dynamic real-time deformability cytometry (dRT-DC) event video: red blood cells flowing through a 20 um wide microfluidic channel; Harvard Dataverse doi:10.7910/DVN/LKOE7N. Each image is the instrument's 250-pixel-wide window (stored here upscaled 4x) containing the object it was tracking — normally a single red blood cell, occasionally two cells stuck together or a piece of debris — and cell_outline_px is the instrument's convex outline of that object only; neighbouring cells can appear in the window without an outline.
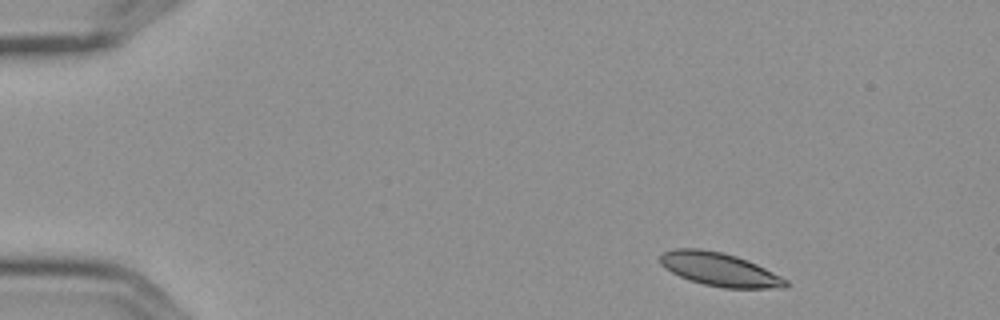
{"species": "Egyptian fruit bat (a non-hibernating species)", "species_latin": "Rousettus aegyptiacus", "temperature_condition": "cold", "stored_images_in_passage": 10, "camera_frame_rate_fps": 3000, "um_per_image_px": 0.085, "frame": {"image": 1, "passage_image": 1, "time_ms": 0.0, "image_size_px": [1000, 320], "cell_outline_px": [[788, 284], [784, 288], [724, 288], [704, 284], [688, 280], [664, 268], [660, 264], [660, 256], [664, 252], [672, 248], [700, 248], [724, 252], [748, 260], [788, 280]], "centroid_in_image_um": [61.13, 22.89], "position_along_channel_um": 23.9, "area_um2": 24.51}}
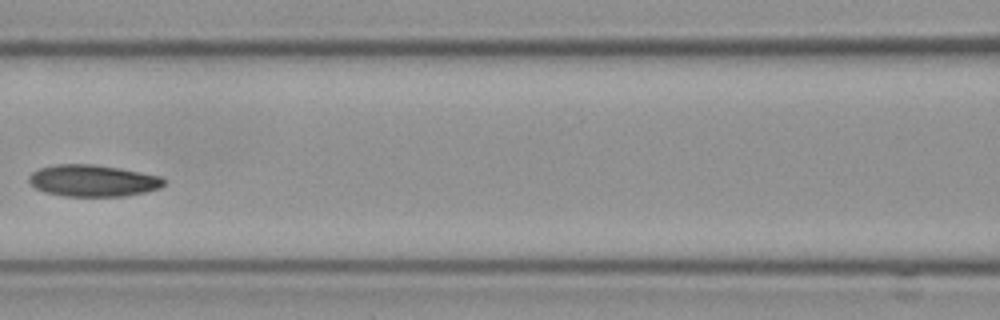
{"frame": {"image": 2, "passage_image": 6, "time_ms": 1.667, "image_size_px": [1000, 320], "cell_outline_px": [[168, 180], [160, 188], [144, 192], [124, 196], [64, 196], [44, 192], [36, 188], [28, 180], [28, 176], [32, 172], [40, 168], [56, 164], [92, 164], [120, 168], [160, 176]], "centroid_in_image_um": [7.9, 15.35], "position_along_channel_um": 158.7, "area_um2": 24.97}}
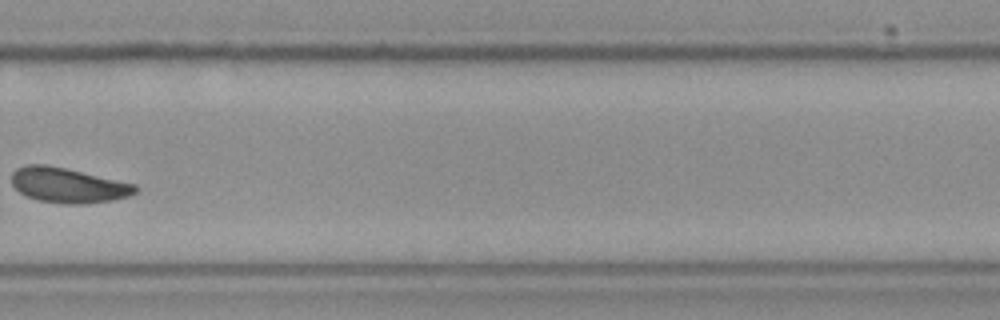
{"frame": {"image": 3, "passage_image": 10, "time_ms": 3.0, "image_size_px": [1000, 320], "cell_outline_px": [[140, 188], [136, 192], [128, 196], [112, 200], [80, 204], [64, 204], [40, 200], [24, 196], [12, 184], [12, 172], [16, 168], [24, 164], [48, 164], [136, 184]], "centroid_in_image_um": [5.77, 15.73], "position_along_channel_um": 324.0, "area_um2": 25.32}}